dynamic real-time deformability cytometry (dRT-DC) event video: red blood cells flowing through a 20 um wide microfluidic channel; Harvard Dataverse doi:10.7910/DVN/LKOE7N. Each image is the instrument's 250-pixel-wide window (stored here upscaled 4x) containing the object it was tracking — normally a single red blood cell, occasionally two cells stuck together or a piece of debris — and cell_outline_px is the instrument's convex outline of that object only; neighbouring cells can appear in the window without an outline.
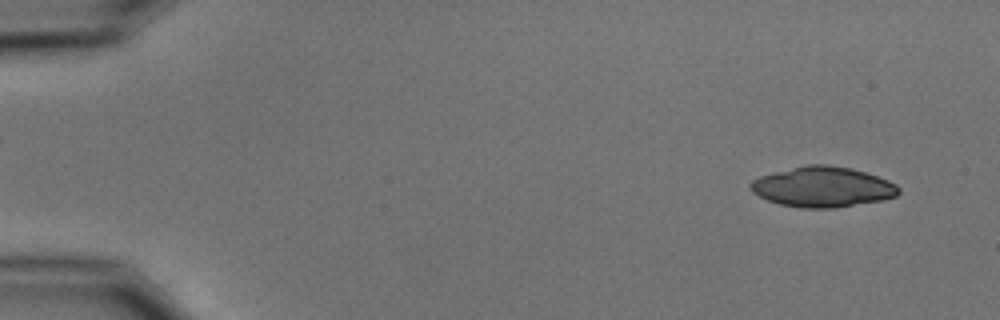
{"species": "common noctule bat (a hibernating species)", "species_latin": "Nyctalus noctula", "temperature_condition": "cold", "stored_images_in_passage": 51, "camera_frame_rate_fps": 3000, "um_per_image_px": 0.085, "animal": {"sex": "male", "body_mass_g": 15.6}, "frame": {"image": 1, "passage_image": 1, "time_ms": 0.0, "image_size_px": [1000, 320], "cell_outline_px": [[900, 192], [896, 196], [884, 200], [832, 208], [800, 208], [780, 204], [768, 200], [752, 192], [748, 184], [752, 180], [760, 176], [808, 164], [828, 164], [852, 168], [888, 180], [896, 184], [900, 188]], "centroid_in_image_um": [69.94, 15.89], "position_along_channel_um": 15.1, "area_um2": 34.74}}